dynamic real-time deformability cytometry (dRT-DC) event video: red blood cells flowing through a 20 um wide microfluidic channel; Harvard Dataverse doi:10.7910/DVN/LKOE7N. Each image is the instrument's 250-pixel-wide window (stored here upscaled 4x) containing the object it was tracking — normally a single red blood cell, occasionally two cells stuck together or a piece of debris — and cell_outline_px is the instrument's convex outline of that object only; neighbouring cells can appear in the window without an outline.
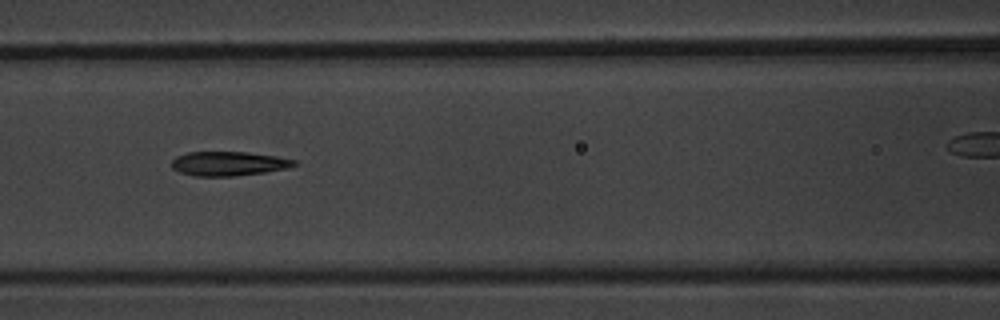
{"species": "common noctule bat (a hibernating species)", "species_latin": "Nyctalus noctula", "temperature_condition": "warm", "stored_images_in_passage": 9, "camera_frame_rate_fps": 3000, "um_per_image_px": 0.085, "animal": {"sex": "male", "body_mass_g": 20.1, "forearm_length_mm": 53.5}, "frame": {"image": 1, "passage_image": 3, "time_ms": 2.333, "image_size_px": [1000, 320], "cell_outline_px": [[296, 164], [288, 168], [264, 172], [236, 176], [192, 176], [180, 172], [172, 168], [172, 160], [176, 156], [188, 152], [248, 152], [276, 156], [296, 160]], "centroid_in_image_um": [19.41, 13.91], "position_along_channel_um": 147.2, "area_um2": 17.34}}
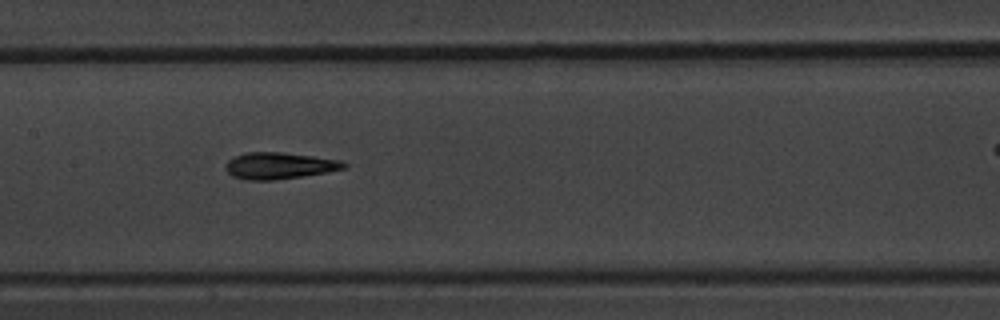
{"frame": {"image": 2, "passage_image": 4, "time_ms": 3.333, "image_size_px": [1000, 320], "cell_outline_px": [[348, 168], [328, 172], [304, 176], [276, 180], [244, 180], [232, 176], [224, 168], [224, 164], [228, 160], [244, 152], [280, 152], [312, 156], [340, 160], [348, 164]], "centroid_in_image_um": [23.73, 14.09], "position_along_channel_um": 183.7, "area_um2": 18.55}}
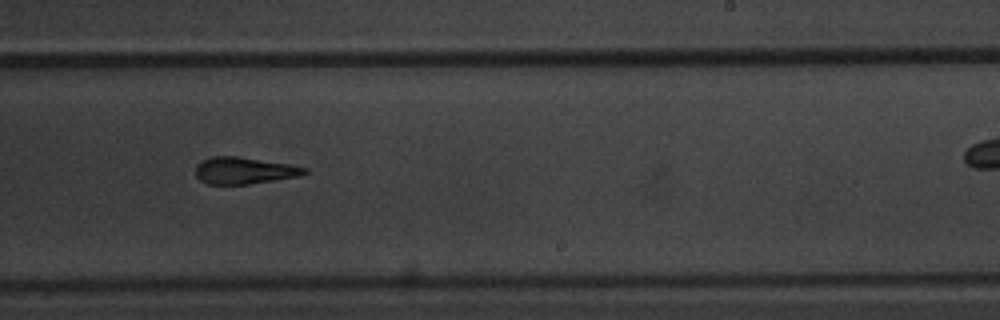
{"frame": {"image": 3, "passage_image": 6, "time_ms": 5.667, "image_size_px": [1000, 320], "cell_outline_px": [[308, 172], [300, 176], [248, 184], [208, 184], [200, 180], [196, 176], [196, 164], [212, 156], [236, 156], [288, 164], [308, 168]], "centroid_in_image_um": [20.75, 14.5], "position_along_channel_um": 268.3, "area_um2": 16.88}}